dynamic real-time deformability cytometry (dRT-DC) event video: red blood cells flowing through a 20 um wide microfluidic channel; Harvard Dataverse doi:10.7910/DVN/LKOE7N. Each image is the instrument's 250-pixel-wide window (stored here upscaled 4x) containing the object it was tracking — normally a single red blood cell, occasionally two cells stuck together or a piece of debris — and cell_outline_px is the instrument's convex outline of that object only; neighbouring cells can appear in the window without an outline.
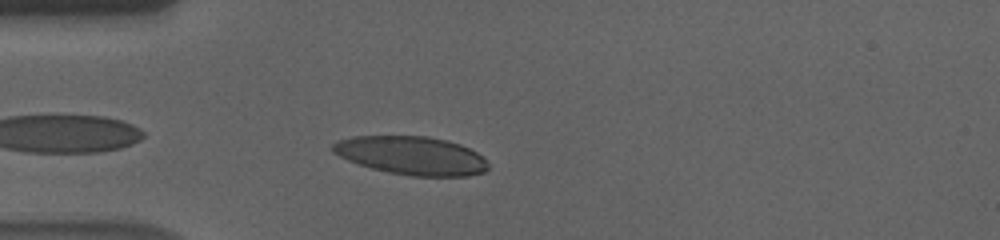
{"species": "human", "species_latin": "Homo sapiens", "temperature_condition": "cold", "stored_images_in_passage": 42, "camera_frame_rate_fps": 3000, "um_per_image_px": 0.085, "donor": {"sex": "male"}, "frame": {"image": 1, "passage_image": 3, "time_ms": 0.667, "image_size_px": [1000, 240], "cell_outline_px": [[488, 168], [484, 172], [468, 176], [412, 176], [388, 172], [372, 168], [348, 160], [332, 152], [332, 144], [336, 140], [352, 136], [428, 136], [460, 144], [476, 152], [488, 164]], "centroid_in_image_um": [34.95, 13.22], "position_along_channel_um": 50.1, "area_um2": 34.62}}
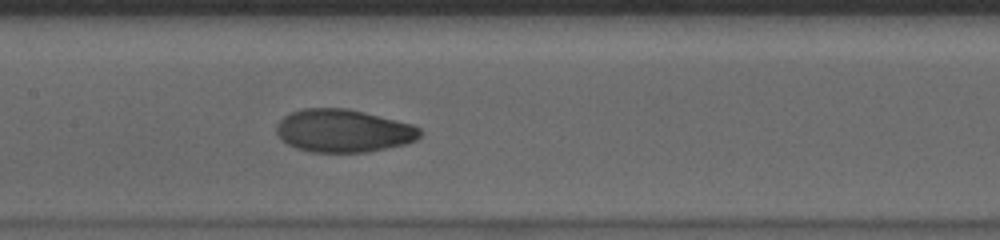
{"frame": {"image": 2, "passage_image": 15, "time_ms": 4.667, "image_size_px": [1000, 240], "cell_outline_px": [[424, 132], [416, 140], [408, 144], [368, 152], [308, 152], [296, 148], [280, 140], [276, 132], [276, 124], [284, 116], [292, 112], [304, 108], [348, 108], [412, 124], [420, 128]], "centroid_in_image_um": [29.19, 11.12], "position_along_channel_um": 178.2, "area_um2": 36.24}}
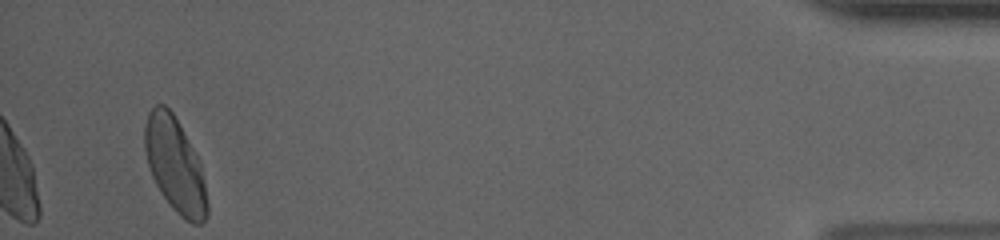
{"frame": {"image": 3, "passage_image": 42, "time_ms": 13.667, "image_size_px": [1000, 240], "cell_outline_px": [[208, 212], [204, 220], [200, 224], [192, 224], [180, 216], [176, 212], [160, 192], [148, 168], [144, 148], [144, 124], [148, 112], [156, 104], [164, 104], [172, 112], [192, 148], [200, 164], [208, 204]], "centroid_in_image_um": [14.84, 14.04], "position_along_channel_um": 420.4, "area_um2": 34.04}, "authors_computed_cell_mechanics": {"area_um2": 35.5181, "velocity_mm_per_s": 3.5322, "shape_relaxation_time_tau1_ms": 4.4101, "shape_relaxation_time_tau2_ms": 1.4123, "deformation_change_tau1": 0.1643, "deformation_change_tau2": 0.0524}}